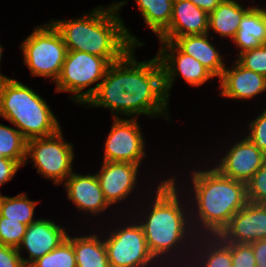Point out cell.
<instances>
[{
  "label": "cell",
  "mask_w": 266,
  "mask_h": 267,
  "mask_svg": "<svg viewBox=\"0 0 266 267\" xmlns=\"http://www.w3.org/2000/svg\"><path fill=\"white\" fill-rule=\"evenodd\" d=\"M3 158H4V156L2 155V153H0V160L3 159Z\"/></svg>",
  "instance_id": "39"
},
{
  "label": "cell",
  "mask_w": 266,
  "mask_h": 267,
  "mask_svg": "<svg viewBox=\"0 0 266 267\" xmlns=\"http://www.w3.org/2000/svg\"><path fill=\"white\" fill-rule=\"evenodd\" d=\"M125 3L127 1L114 2L105 9L98 6L79 19L49 22L60 32L67 51H83L114 63L133 46L144 45L131 35L119 16L118 11Z\"/></svg>",
  "instance_id": "2"
},
{
  "label": "cell",
  "mask_w": 266,
  "mask_h": 267,
  "mask_svg": "<svg viewBox=\"0 0 266 267\" xmlns=\"http://www.w3.org/2000/svg\"><path fill=\"white\" fill-rule=\"evenodd\" d=\"M21 165L15 161L8 158H3L0 160V186L4 183L10 181Z\"/></svg>",
  "instance_id": "34"
},
{
  "label": "cell",
  "mask_w": 266,
  "mask_h": 267,
  "mask_svg": "<svg viewBox=\"0 0 266 267\" xmlns=\"http://www.w3.org/2000/svg\"><path fill=\"white\" fill-rule=\"evenodd\" d=\"M208 14L211 13L223 0H189Z\"/></svg>",
  "instance_id": "36"
},
{
  "label": "cell",
  "mask_w": 266,
  "mask_h": 267,
  "mask_svg": "<svg viewBox=\"0 0 266 267\" xmlns=\"http://www.w3.org/2000/svg\"><path fill=\"white\" fill-rule=\"evenodd\" d=\"M26 228V224L0 216V245L18 248Z\"/></svg>",
  "instance_id": "28"
},
{
  "label": "cell",
  "mask_w": 266,
  "mask_h": 267,
  "mask_svg": "<svg viewBox=\"0 0 266 267\" xmlns=\"http://www.w3.org/2000/svg\"><path fill=\"white\" fill-rule=\"evenodd\" d=\"M248 202L266 204V162L246 183Z\"/></svg>",
  "instance_id": "30"
},
{
  "label": "cell",
  "mask_w": 266,
  "mask_h": 267,
  "mask_svg": "<svg viewBox=\"0 0 266 267\" xmlns=\"http://www.w3.org/2000/svg\"><path fill=\"white\" fill-rule=\"evenodd\" d=\"M37 204V201L29 200L24 193L14 197L4 195L0 208V216L7 218V220L18 221L28 226L36 221L33 217Z\"/></svg>",
  "instance_id": "25"
},
{
  "label": "cell",
  "mask_w": 266,
  "mask_h": 267,
  "mask_svg": "<svg viewBox=\"0 0 266 267\" xmlns=\"http://www.w3.org/2000/svg\"><path fill=\"white\" fill-rule=\"evenodd\" d=\"M110 231L104 239L110 267H147L155 260L137 222Z\"/></svg>",
  "instance_id": "9"
},
{
  "label": "cell",
  "mask_w": 266,
  "mask_h": 267,
  "mask_svg": "<svg viewBox=\"0 0 266 267\" xmlns=\"http://www.w3.org/2000/svg\"><path fill=\"white\" fill-rule=\"evenodd\" d=\"M174 0H136L145 24L159 37L172 18Z\"/></svg>",
  "instance_id": "24"
},
{
  "label": "cell",
  "mask_w": 266,
  "mask_h": 267,
  "mask_svg": "<svg viewBox=\"0 0 266 267\" xmlns=\"http://www.w3.org/2000/svg\"><path fill=\"white\" fill-rule=\"evenodd\" d=\"M250 8H244L236 0H223L209 13L208 30L218 33L222 38L233 40L239 29V23Z\"/></svg>",
  "instance_id": "21"
},
{
  "label": "cell",
  "mask_w": 266,
  "mask_h": 267,
  "mask_svg": "<svg viewBox=\"0 0 266 267\" xmlns=\"http://www.w3.org/2000/svg\"><path fill=\"white\" fill-rule=\"evenodd\" d=\"M140 165L129 162L103 161L102 168L96 173L106 201L112 206L128 198L137 185Z\"/></svg>",
  "instance_id": "15"
},
{
  "label": "cell",
  "mask_w": 266,
  "mask_h": 267,
  "mask_svg": "<svg viewBox=\"0 0 266 267\" xmlns=\"http://www.w3.org/2000/svg\"><path fill=\"white\" fill-rule=\"evenodd\" d=\"M163 47L157 56L163 68L164 90L169 98V91L177 76L190 84L201 86L215 76L194 57L183 53L172 41H160Z\"/></svg>",
  "instance_id": "11"
},
{
  "label": "cell",
  "mask_w": 266,
  "mask_h": 267,
  "mask_svg": "<svg viewBox=\"0 0 266 267\" xmlns=\"http://www.w3.org/2000/svg\"><path fill=\"white\" fill-rule=\"evenodd\" d=\"M233 42L240 49L239 54L266 44V10L250 7L239 23Z\"/></svg>",
  "instance_id": "20"
},
{
  "label": "cell",
  "mask_w": 266,
  "mask_h": 267,
  "mask_svg": "<svg viewBox=\"0 0 266 267\" xmlns=\"http://www.w3.org/2000/svg\"><path fill=\"white\" fill-rule=\"evenodd\" d=\"M29 157L37 172L51 179L55 185L65 181L73 173V145L63 141L61 129L52 136L27 140L24 165Z\"/></svg>",
  "instance_id": "8"
},
{
  "label": "cell",
  "mask_w": 266,
  "mask_h": 267,
  "mask_svg": "<svg viewBox=\"0 0 266 267\" xmlns=\"http://www.w3.org/2000/svg\"><path fill=\"white\" fill-rule=\"evenodd\" d=\"M253 249L256 267H266V239L250 243Z\"/></svg>",
  "instance_id": "35"
},
{
  "label": "cell",
  "mask_w": 266,
  "mask_h": 267,
  "mask_svg": "<svg viewBox=\"0 0 266 267\" xmlns=\"http://www.w3.org/2000/svg\"><path fill=\"white\" fill-rule=\"evenodd\" d=\"M77 267H110L104 239L98 234L73 237Z\"/></svg>",
  "instance_id": "22"
},
{
  "label": "cell",
  "mask_w": 266,
  "mask_h": 267,
  "mask_svg": "<svg viewBox=\"0 0 266 267\" xmlns=\"http://www.w3.org/2000/svg\"><path fill=\"white\" fill-rule=\"evenodd\" d=\"M232 69L225 67L220 81V89L223 97L231 99H251L266 91V77L257 72L245 69L237 61Z\"/></svg>",
  "instance_id": "18"
},
{
  "label": "cell",
  "mask_w": 266,
  "mask_h": 267,
  "mask_svg": "<svg viewBox=\"0 0 266 267\" xmlns=\"http://www.w3.org/2000/svg\"><path fill=\"white\" fill-rule=\"evenodd\" d=\"M105 142L103 161L129 162L140 165L145 154V141L137 118L113 119Z\"/></svg>",
  "instance_id": "10"
},
{
  "label": "cell",
  "mask_w": 266,
  "mask_h": 267,
  "mask_svg": "<svg viewBox=\"0 0 266 267\" xmlns=\"http://www.w3.org/2000/svg\"><path fill=\"white\" fill-rule=\"evenodd\" d=\"M191 179L197 213L191 210L190 220L191 224H201L194 231L197 236L201 229L204 236H218L233 215L248 203L246 184L223 175L215 167L194 170ZM195 214L198 222L192 219Z\"/></svg>",
  "instance_id": "3"
},
{
  "label": "cell",
  "mask_w": 266,
  "mask_h": 267,
  "mask_svg": "<svg viewBox=\"0 0 266 267\" xmlns=\"http://www.w3.org/2000/svg\"><path fill=\"white\" fill-rule=\"evenodd\" d=\"M249 130L246 137L266 155V109L250 122Z\"/></svg>",
  "instance_id": "31"
},
{
  "label": "cell",
  "mask_w": 266,
  "mask_h": 267,
  "mask_svg": "<svg viewBox=\"0 0 266 267\" xmlns=\"http://www.w3.org/2000/svg\"><path fill=\"white\" fill-rule=\"evenodd\" d=\"M24 63L33 76L58 79L67 53L60 32L50 22L37 26L21 45Z\"/></svg>",
  "instance_id": "7"
},
{
  "label": "cell",
  "mask_w": 266,
  "mask_h": 267,
  "mask_svg": "<svg viewBox=\"0 0 266 267\" xmlns=\"http://www.w3.org/2000/svg\"><path fill=\"white\" fill-rule=\"evenodd\" d=\"M2 52H3V46H1V44H0V62H1V58H2ZM4 78H6V76L4 75H2L1 73H0V79H4Z\"/></svg>",
  "instance_id": "37"
},
{
  "label": "cell",
  "mask_w": 266,
  "mask_h": 267,
  "mask_svg": "<svg viewBox=\"0 0 266 267\" xmlns=\"http://www.w3.org/2000/svg\"><path fill=\"white\" fill-rule=\"evenodd\" d=\"M63 184L68 199L82 212H89L94 216L111 206L104 197L96 174L72 173Z\"/></svg>",
  "instance_id": "17"
},
{
  "label": "cell",
  "mask_w": 266,
  "mask_h": 267,
  "mask_svg": "<svg viewBox=\"0 0 266 267\" xmlns=\"http://www.w3.org/2000/svg\"><path fill=\"white\" fill-rule=\"evenodd\" d=\"M209 14L189 0H174L169 27L158 37L160 41H174L186 35L209 33Z\"/></svg>",
  "instance_id": "16"
},
{
  "label": "cell",
  "mask_w": 266,
  "mask_h": 267,
  "mask_svg": "<svg viewBox=\"0 0 266 267\" xmlns=\"http://www.w3.org/2000/svg\"><path fill=\"white\" fill-rule=\"evenodd\" d=\"M215 168L223 175L247 183L266 162V155L247 137L237 141Z\"/></svg>",
  "instance_id": "13"
},
{
  "label": "cell",
  "mask_w": 266,
  "mask_h": 267,
  "mask_svg": "<svg viewBox=\"0 0 266 267\" xmlns=\"http://www.w3.org/2000/svg\"><path fill=\"white\" fill-rule=\"evenodd\" d=\"M132 47L120 60L111 63L88 107L111 109L113 117L147 115L168 119V97L164 90L163 68L156 55L137 62ZM118 114V115H117Z\"/></svg>",
  "instance_id": "1"
},
{
  "label": "cell",
  "mask_w": 266,
  "mask_h": 267,
  "mask_svg": "<svg viewBox=\"0 0 266 267\" xmlns=\"http://www.w3.org/2000/svg\"><path fill=\"white\" fill-rule=\"evenodd\" d=\"M231 249L232 267H256L250 244L226 243Z\"/></svg>",
  "instance_id": "32"
},
{
  "label": "cell",
  "mask_w": 266,
  "mask_h": 267,
  "mask_svg": "<svg viewBox=\"0 0 266 267\" xmlns=\"http://www.w3.org/2000/svg\"><path fill=\"white\" fill-rule=\"evenodd\" d=\"M26 149L27 139L18 129L0 124V153L4 158L15 160L24 166Z\"/></svg>",
  "instance_id": "26"
},
{
  "label": "cell",
  "mask_w": 266,
  "mask_h": 267,
  "mask_svg": "<svg viewBox=\"0 0 266 267\" xmlns=\"http://www.w3.org/2000/svg\"><path fill=\"white\" fill-rule=\"evenodd\" d=\"M29 267H77L73 237L68 235L58 247L34 261Z\"/></svg>",
  "instance_id": "27"
},
{
  "label": "cell",
  "mask_w": 266,
  "mask_h": 267,
  "mask_svg": "<svg viewBox=\"0 0 266 267\" xmlns=\"http://www.w3.org/2000/svg\"><path fill=\"white\" fill-rule=\"evenodd\" d=\"M225 243L250 244L266 239V204L248 202L218 235Z\"/></svg>",
  "instance_id": "12"
},
{
  "label": "cell",
  "mask_w": 266,
  "mask_h": 267,
  "mask_svg": "<svg viewBox=\"0 0 266 267\" xmlns=\"http://www.w3.org/2000/svg\"><path fill=\"white\" fill-rule=\"evenodd\" d=\"M236 61L245 69L266 77V44L239 54Z\"/></svg>",
  "instance_id": "29"
},
{
  "label": "cell",
  "mask_w": 266,
  "mask_h": 267,
  "mask_svg": "<svg viewBox=\"0 0 266 267\" xmlns=\"http://www.w3.org/2000/svg\"><path fill=\"white\" fill-rule=\"evenodd\" d=\"M199 236L200 238L197 236V239L193 243L194 245L193 247H195V245L197 247L199 244V241L201 240L203 241L202 242L203 244L200 241L199 246L203 245V247L201 248L198 247L197 250L200 249L198 251L202 250L203 252L197 251L196 253L197 254L200 253V255L194 254V256L195 255L196 256L195 257L192 256L193 258H195V260H197L196 257L198 258L197 261H198V264H200L198 265L199 267H232L231 249L219 236H207L206 235L205 237L206 240L202 239V237L204 238V235L202 236V233H200Z\"/></svg>",
  "instance_id": "23"
},
{
  "label": "cell",
  "mask_w": 266,
  "mask_h": 267,
  "mask_svg": "<svg viewBox=\"0 0 266 267\" xmlns=\"http://www.w3.org/2000/svg\"><path fill=\"white\" fill-rule=\"evenodd\" d=\"M0 267H26L17 248L0 245Z\"/></svg>",
  "instance_id": "33"
},
{
  "label": "cell",
  "mask_w": 266,
  "mask_h": 267,
  "mask_svg": "<svg viewBox=\"0 0 266 267\" xmlns=\"http://www.w3.org/2000/svg\"><path fill=\"white\" fill-rule=\"evenodd\" d=\"M111 62L107 58L83 51H67L61 73L56 80V92H72L74 102L85 104L97 91ZM98 82V83H97ZM93 83L96 85L90 87Z\"/></svg>",
  "instance_id": "6"
},
{
  "label": "cell",
  "mask_w": 266,
  "mask_h": 267,
  "mask_svg": "<svg viewBox=\"0 0 266 267\" xmlns=\"http://www.w3.org/2000/svg\"><path fill=\"white\" fill-rule=\"evenodd\" d=\"M67 236V231L55 222L47 219H36L27 226L17 251L19 253L22 249L28 251L29 258H23V262L26 267H29L34 261L58 247Z\"/></svg>",
  "instance_id": "14"
},
{
  "label": "cell",
  "mask_w": 266,
  "mask_h": 267,
  "mask_svg": "<svg viewBox=\"0 0 266 267\" xmlns=\"http://www.w3.org/2000/svg\"><path fill=\"white\" fill-rule=\"evenodd\" d=\"M176 180L172 177L158 185L156 189V196L149 209V213L145 214L144 220L138 222L142 227L145 239L147 241L148 248L157 260L160 256L162 260L163 256L169 255L176 248H183L184 240H189V244L196 239L194 234L195 226L190 223V215L185 212L186 206L181 203L179 199L180 193H178ZM182 204V205H181ZM184 207V208H183ZM185 212V213H184ZM145 221V222H144ZM194 228L192 229L191 227ZM191 228V229H189ZM188 233V234H187ZM191 235V237H190ZM189 236V237H188ZM188 237V238H187ZM192 238L191 242L190 239ZM179 246V247H177Z\"/></svg>",
  "instance_id": "4"
},
{
  "label": "cell",
  "mask_w": 266,
  "mask_h": 267,
  "mask_svg": "<svg viewBox=\"0 0 266 267\" xmlns=\"http://www.w3.org/2000/svg\"><path fill=\"white\" fill-rule=\"evenodd\" d=\"M3 198H4V196H2L0 193V208H1V203H2Z\"/></svg>",
  "instance_id": "38"
},
{
  "label": "cell",
  "mask_w": 266,
  "mask_h": 267,
  "mask_svg": "<svg viewBox=\"0 0 266 267\" xmlns=\"http://www.w3.org/2000/svg\"><path fill=\"white\" fill-rule=\"evenodd\" d=\"M0 116L27 140L52 136L61 129L50 106L39 94L8 77L0 79Z\"/></svg>",
  "instance_id": "5"
},
{
  "label": "cell",
  "mask_w": 266,
  "mask_h": 267,
  "mask_svg": "<svg viewBox=\"0 0 266 267\" xmlns=\"http://www.w3.org/2000/svg\"><path fill=\"white\" fill-rule=\"evenodd\" d=\"M209 33L177 37L173 43L185 54L194 57L215 77L220 78L226 65L219 51L209 41ZM217 50V51H216Z\"/></svg>",
  "instance_id": "19"
}]
</instances>
